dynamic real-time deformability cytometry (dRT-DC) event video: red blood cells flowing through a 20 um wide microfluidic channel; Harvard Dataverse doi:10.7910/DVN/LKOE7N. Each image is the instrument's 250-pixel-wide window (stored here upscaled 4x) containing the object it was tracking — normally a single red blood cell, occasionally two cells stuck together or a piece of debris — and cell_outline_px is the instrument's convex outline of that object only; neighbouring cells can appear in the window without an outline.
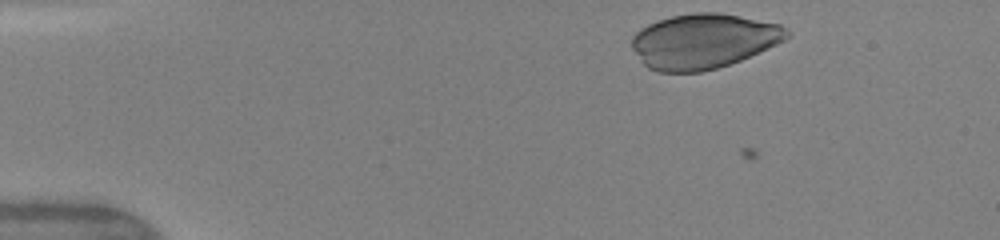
{"species": "human", "species_latin": "Homo sapiens", "temperature_condition": "warm", "stored_images_in_passage": 37, "camera_frame_rate_fps": 3000, "um_per_image_px": 0.085, "donor": {"sex": "female"}, "frame": {"image": 1, "passage_image": 2, "time_ms": 0.333, "image_size_px": [1000, 240], "cell_outline_px": [[788, 36], [784, 40], [776, 44], [740, 60], [716, 68], [700, 72], [660, 72], [648, 68], [644, 64], [632, 48], [632, 36], [640, 28], [648, 24], [672, 16], [696, 12], [720, 12], [780, 24], [788, 32]], "centroid_in_image_um": [59.76, 3.49], "position_along_channel_um": 25.2, "area_um2": 49.13}}
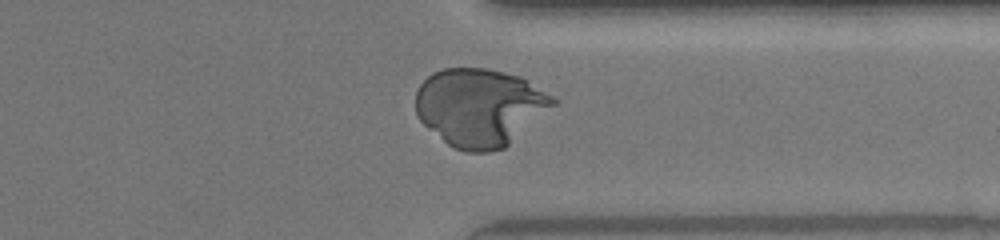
{"frame": {"image": 2, "passage_image": 33, "time_ms": 10.667, "image_size_px": [1000, 240], "cell_outline_px": [[556, 104], [504, 148], [488, 152], [464, 152], [452, 148], [424, 124], [416, 116], [416, 88], [432, 72], [444, 68], [484, 68], [504, 72], [520, 76], [552, 96], [556, 100]], "centroid_in_image_um": [40.74, 9.12], "position_along_channel_um": 370.7, "area_um2": 62.14}}